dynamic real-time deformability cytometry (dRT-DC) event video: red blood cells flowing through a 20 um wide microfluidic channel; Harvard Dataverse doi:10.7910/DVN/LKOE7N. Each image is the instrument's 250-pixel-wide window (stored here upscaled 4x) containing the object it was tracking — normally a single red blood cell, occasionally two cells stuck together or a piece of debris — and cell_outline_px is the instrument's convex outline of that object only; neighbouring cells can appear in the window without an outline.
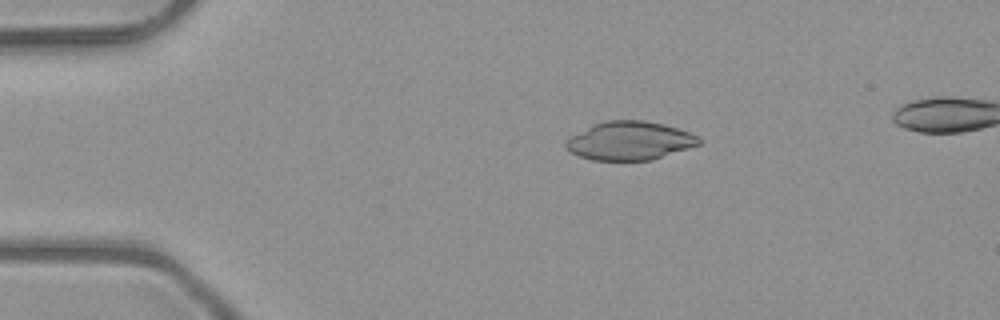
{"species": "common noctule bat (a hibernating species)", "species_latin": "Nyctalus noctula", "temperature_condition": "room temperature", "stored_images_in_passage": 3, "camera_frame_rate_fps": 3000, "um_per_image_px": 0.085, "animal": {"sex": "male", "body_mass_g": 23.1, "forearm_length_mm": 52.7}, "frame": {"image": 1, "passage_image": 1, "time_ms": 0.0, "image_size_px": [1000, 320], "cell_outline_px": [[704, 140], [700, 144], [652, 160], [592, 160], [580, 156], [572, 152], [564, 144], [572, 136], [596, 124], [608, 120], [644, 120], [664, 124], [700, 136]], "centroid_in_image_um": [53.6, 11.97], "position_along_channel_um": 31.4, "area_um2": 29.48}}